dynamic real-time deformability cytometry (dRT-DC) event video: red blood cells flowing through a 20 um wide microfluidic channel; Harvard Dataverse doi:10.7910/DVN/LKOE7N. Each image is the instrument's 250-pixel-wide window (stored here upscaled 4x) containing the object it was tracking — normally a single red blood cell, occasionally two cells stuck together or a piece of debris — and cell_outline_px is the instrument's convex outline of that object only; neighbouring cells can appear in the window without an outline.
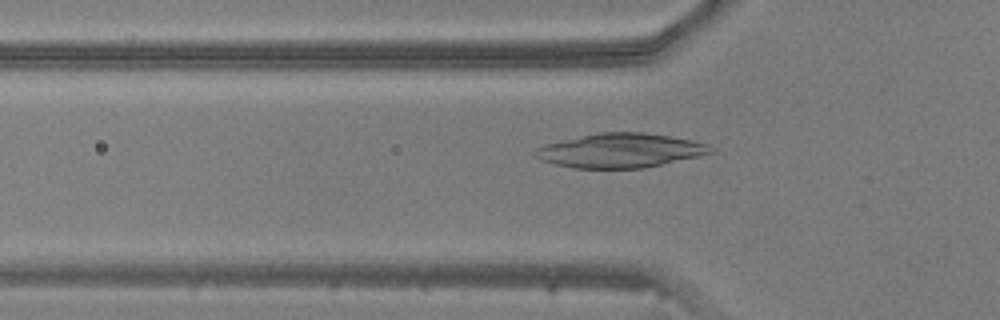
{"species": "common noctule bat (a hibernating species)", "species_latin": "Nyctalus noctula", "temperature_condition": "warm", "stored_images_in_passage": 33, "camera_frame_rate_fps": 3000, "um_per_image_px": 0.085, "animal": {"sex": "male", "body_mass_g": 20.5, "forearm_length_mm": 52.5}, "frame": {"image": 1, "passage_image": 6, "time_ms": 1.667, "image_size_px": [1000, 320], "cell_outline_px": [[716, 152], [700, 156], [644, 168], [576, 168], [556, 164], [540, 160], [532, 152], [536, 148], [548, 144], [600, 132], [640, 132], [668, 136], [692, 140], [708, 144]], "centroid_in_image_um": [52.77, 12.8], "position_along_channel_um": 73.0, "area_um2": 34.62}}
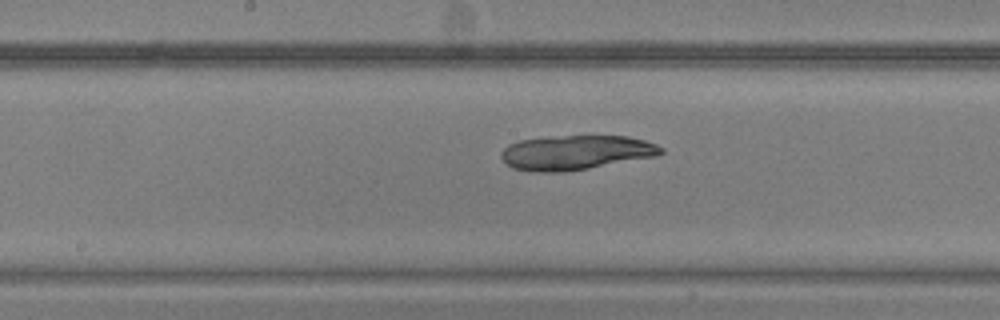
{"frame": {"image": 2, "passage_image": 15, "time_ms": 4.667, "image_size_px": [1000, 320], "cell_outline_px": [[664, 152], [656, 156], [588, 168], [564, 172], [528, 172], [512, 168], [500, 156], [500, 152], [508, 144], [520, 140], [548, 136], [628, 136], [644, 140], [656, 144], [664, 148]], "centroid_in_image_um": [48.91, 12.96], "position_along_channel_um": 199.3, "area_um2": 32.31}}
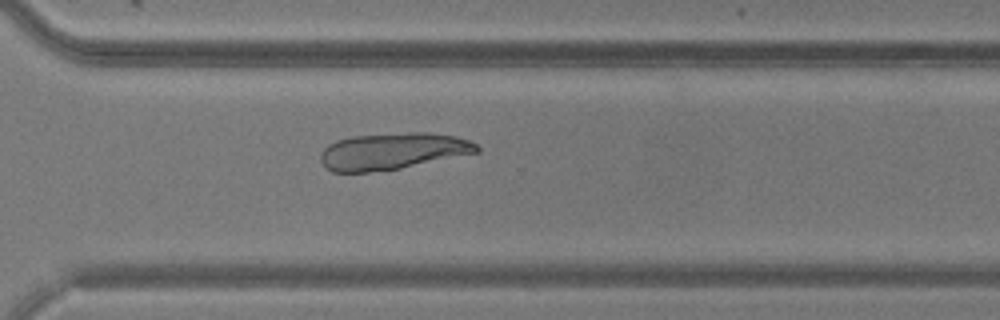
{"frame": {"image": 3, "passage_image": 25, "time_ms": 8.0, "image_size_px": [1000, 320], "cell_outline_px": [[480, 152], [400, 168], [368, 172], [332, 172], [320, 160], [320, 152], [328, 144], [336, 140], [352, 136], [408, 132], [428, 132], [456, 136], [468, 140], [476, 144], [480, 148]], "centroid_in_image_um": [33.37, 12.84], "position_along_channel_um": 337.2, "area_um2": 33.41}}